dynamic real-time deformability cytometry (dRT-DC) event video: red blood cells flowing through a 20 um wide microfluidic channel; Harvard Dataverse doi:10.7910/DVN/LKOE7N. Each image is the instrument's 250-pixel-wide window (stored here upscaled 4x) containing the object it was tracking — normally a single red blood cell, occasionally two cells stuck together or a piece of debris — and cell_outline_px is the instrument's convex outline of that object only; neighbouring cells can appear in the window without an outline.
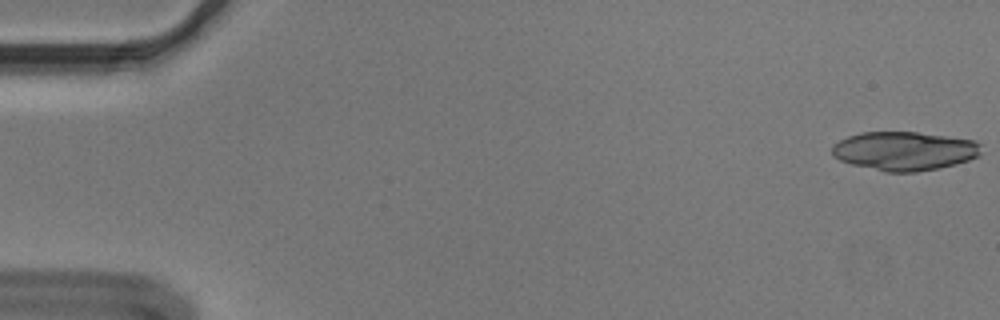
{"species": "Egyptian fruit bat (a non-hibernating species)", "species_latin": "Rousettus aegyptiacus", "temperature_condition": "cold", "stored_images_in_passage": 54, "camera_frame_rate_fps": 3000, "um_per_image_px": 0.085, "animal": {"sex": "male"}, "frame": {"image": 1, "passage_image": 1, "time_ms": 0.0, "image_size_px": [1000, 320], "cell_outline_px": [[984, 144], [980, 156], [956, 164], [940, 168], [916, 172], [884, 172], [852, 164], [840, 160], [832, 156], [832, 144], [848, 136], [860, 132], [916, 132], [948, 136], [976, 140]], "centroid_in_image_um": [76.92, 12.83], "position_along_channel_um": 8.1, "area_um2": 34.22}}
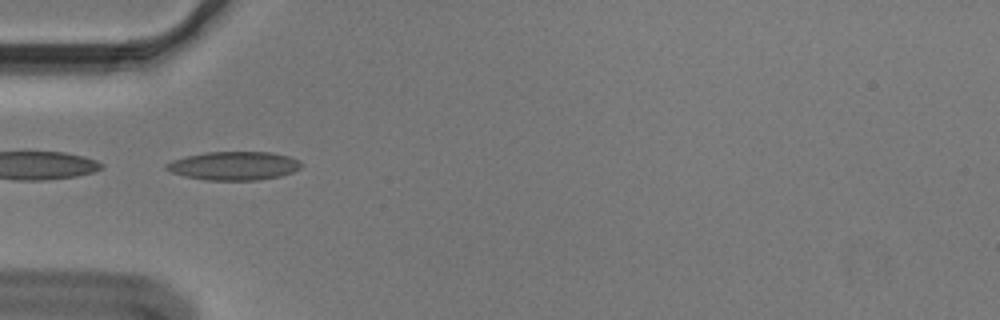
{"frame": {"image": 2, "passage_image": 18, "time_ms": 5.667, "image_size_px": [1000, 320], "cell_outline_px": [[304, 164], [300, 168], [292, 172], [280, 176], [256, 180], [204, 180], [184, 176], [172, 172], [164, 168], [164, 164], [172, 160], [204, 152], [272, 152], [288, 156], [300, 160]], "centroid_in_image_um": [19.89, 14.09], "position_along_channel_um": 65.1, "area_um2": 22.54}}
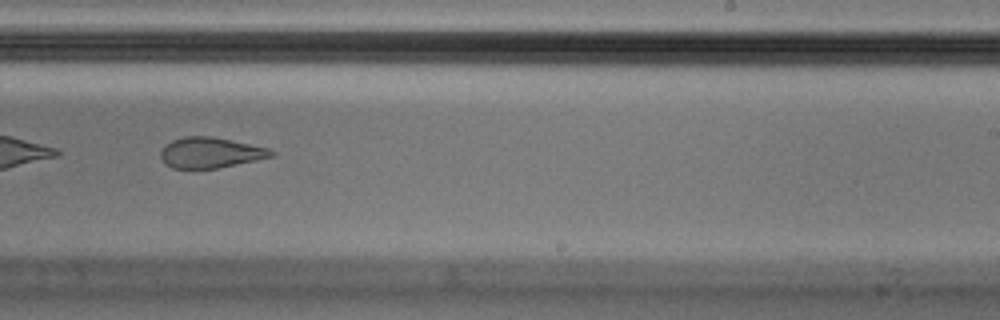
{"frame": {"image": 3, "passage_image": 35, "time_ms": 11.333, "image_size_px": [1000, 320], "cell_outline_px": [[276, 156], [216, 168], [172, 168], [164, 164], [160, 156], [160, 152], [172, 140], [184, 136], [212, 136], [232, 140], [268, 148], [276, 152]], "centroid_in_image_um": [17.9, 12.97], "position_along_channel_um": 271.1, "area_um2": 19.65}, "authors_computed_cell_mechanics": {"area_um2": 29.4491, "velocity_mm_per_s": 3.643, "shape_relaxation_time_tau1_ms": null, "shape_relaxation_time_tau2_ms": 2.2329, "deformation_change_tau1": null, "deformation_change_tau2": 0.0961}}